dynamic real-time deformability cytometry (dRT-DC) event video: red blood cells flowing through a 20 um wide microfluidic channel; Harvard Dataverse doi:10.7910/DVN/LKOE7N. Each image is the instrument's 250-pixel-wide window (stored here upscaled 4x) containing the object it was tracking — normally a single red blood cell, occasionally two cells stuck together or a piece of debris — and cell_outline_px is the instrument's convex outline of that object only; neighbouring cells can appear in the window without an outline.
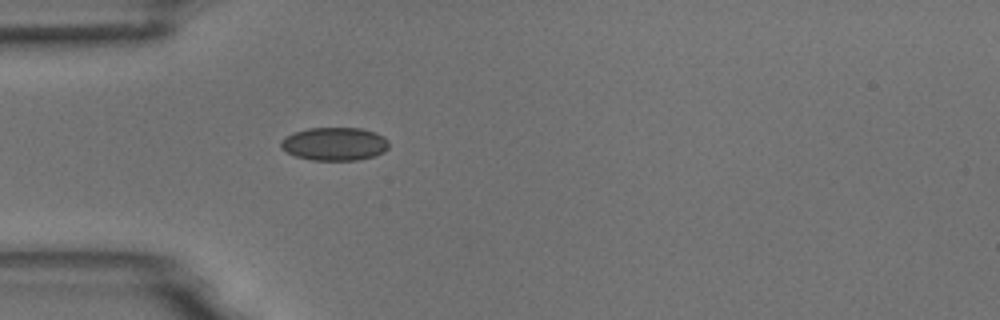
{"species": "common noctule bat (a hibernating species)", "species_latin": "Nyctalus noctula", "temperature_condition": "room temperature", "stored_images_in_passage": 39, "camera_frame_rate_fps": 3000, "um_per_image_px": 0.085, "animal": {"sex": "male", "body_mass_g": 18.8}, "frame": {"image": 1, "passage_image": 1, "time_ms": 0.0, "image_size_px": [1000, 320], "cell_outline_px": [[388, 148], [384, 152], [376, 156], [356, 160], [312, 160], [296, 156], [280, 148], [280, 140], [296, 132], [308, 128], [360, 128], [376, 132], [384, 136], [388, 140]], "centroid_in_image_um": [28.47, 12.23], "position_along_channel_um": 56.5, "area_um2": 20.92}}
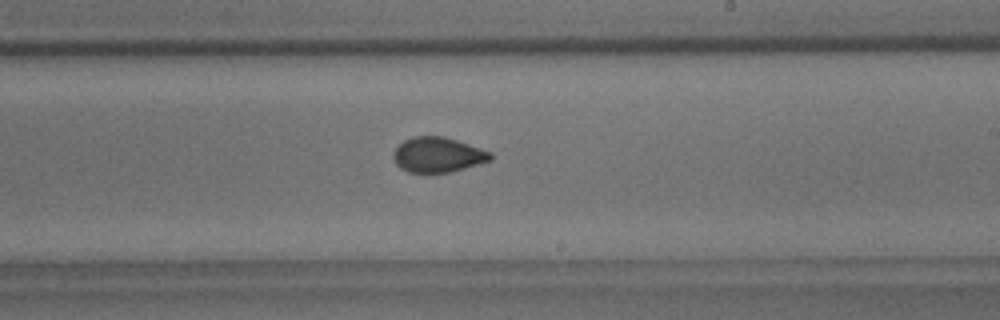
{"frame": {"image": 2, "passage_image": 17, "time_ms": 5.333, "image_size_px": [1000, 320], "cell_outline_px": [[492, 160], [452, 172], [408, 172], [400, 168], [396, 164], [392, 156], [392, 152], [404, 140], [412, 136], [444, 136], [492, 152]], "centroid_in_image_um": [37.2, 13.15], "position_along_channel_um": 251.8, "area_um2": 19.88}}
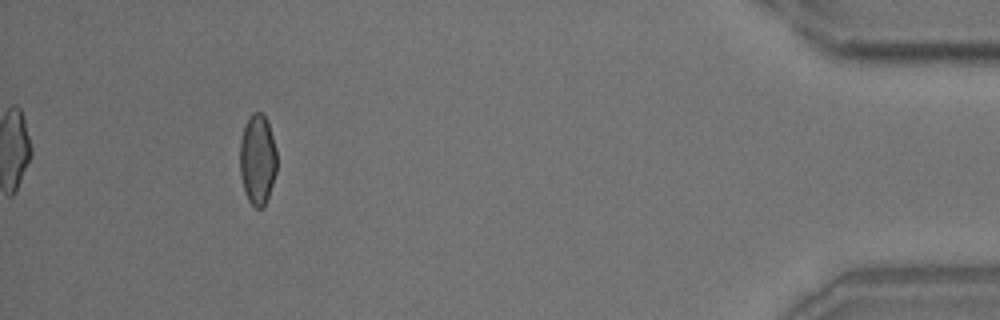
{"frame": {"image": 3, "passage_image": 35, "time_ms": 11.333, "image_size_px": [1000, 320], "cell_outline_px": [[276, 172], [264, 208], [256, 208], [248, 200], [244, 192], [240, 176], [240, 140], [244, 124], [248, 116], [252, 112], [264, 112], [276, 148]], "centroid_in_image_um": [21.87, 13.53], "position_along_channel_um": 413.3, "area_um2": 19.71}, "authors_computed_cell_mechanics": {"area_um2": 19.9988, "velocity_mm_per_s": 3.7321, "shape_relaxation_time_tau1_ms": 10.4439, "shape_relaxation_time_tau2_ms": 1.0073, "deformation_change_tau1": 0.142, "deformation_change_tau2": 0.0398}}